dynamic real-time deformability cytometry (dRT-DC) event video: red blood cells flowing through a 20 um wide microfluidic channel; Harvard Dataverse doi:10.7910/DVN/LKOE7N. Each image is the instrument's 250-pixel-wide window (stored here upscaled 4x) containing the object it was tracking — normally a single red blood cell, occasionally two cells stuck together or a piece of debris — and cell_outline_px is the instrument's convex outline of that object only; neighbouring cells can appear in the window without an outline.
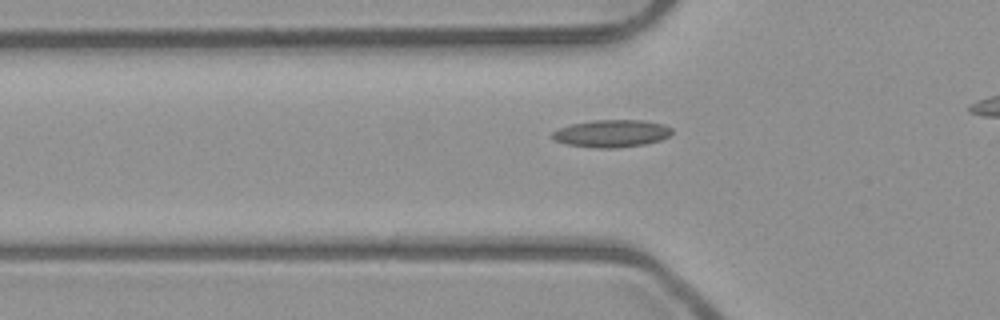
{"species": "common noctule bat (a hibernating species)", "species_latin": "Nyctalus noctula", "temperature_condition": "room temperature", "stored_images_in_passage": 37, "camera_frame_rate_fps": 3000, "um_per_image_px": 0.085, "animal": {"sex": "male", "body_mass_g": 23.1, "forearm_length_mm": 52.7}, "frame": {"image": 1, "passage_image": 12, "time_ms": 3.667, "image_size_px": [1000, 320], "cell_outline_px": [[672, 132], [668, 136], [660, 140], [644, 144], [616, 148], [596, 148], [568, 144], [556, 140], [552, 136], [552, 132], [560, 128], [572, 124], [592, 120], [644, 120], [664, 124], [672, 128]], "centroid_in_image_um": [52.02, 11.34], "position_along_channel_um": 73.8, "area_um2": 18.96}}
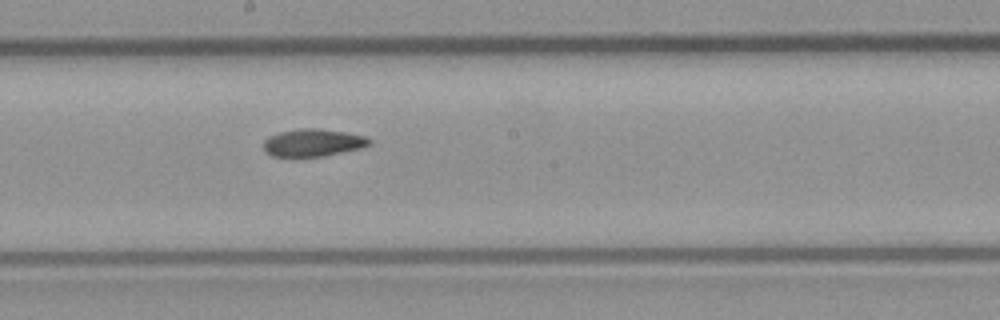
{"frame": {"image": 2, "passage_image": 23, "time_ms": 7.333, "image_size_px": [1000, 320], "cell_outline_px": [[372, 140], [368, 144], [360, 148], [324, 156], [272, 156], [264, 148], [264, 140], [268, 136], [280, 132], [300, 128], [320, 128], [344, 132], [364, 136]], "centroid_in_image_um": [26.59, 12.11], "position_along_channel_um": 221.6, "area_um2": 16.7}}
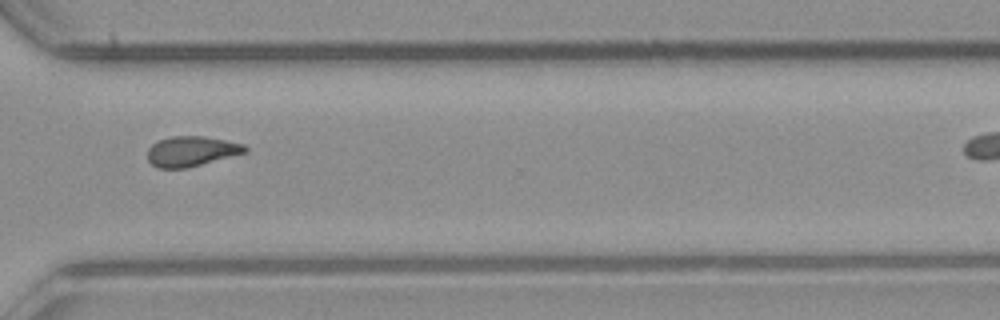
{"frame": {"image": 3, "passage_image": 33, "time_ms": 10.667, "image_size_px": [1000, 320], "cell_outline_px": [[248, 152], [184, 168], [156, 168], [148, 160], [148, 148], [152, 144], [160, 140], [172, 136], [204, 136], [244, 144], [248, 148]], "centroid_in_image_um": [16.27, 12.85], "position_along_channel_um": 354.3, "area_um2": 16.94}}